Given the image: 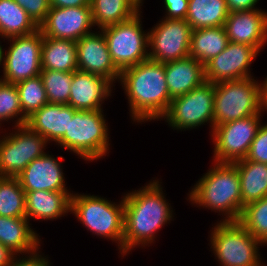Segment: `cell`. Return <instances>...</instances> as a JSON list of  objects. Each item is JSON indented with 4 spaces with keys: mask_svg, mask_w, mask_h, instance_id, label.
<instances>
[{
    "mask_svg": "<svg viewBox=\"0 0 267 266\" xmlns=\"http://www.w3.org/2000/svg\"><path fill=\"white\" fill-rule=\"evenodd\" d=\"M160 183L153 180L124 194L123 257L136 246L152 244L156 233L173 219L174 211L165 200Z\"/></svg>",
    "mask_w": 267,
    "mask_h": 266,
    "instance_id": "1",
    "label": "cell"
},
{
    "mask_svg": "<svg viewBox=\"0 0 267 266\" xmlns=\"http://www.w3.org/2000/svg\"><path fill=\"white\" fill-rule=\"evenodd\" d=\"M134 122L158 121L166 113L172 98L168 91L164 64L146 60L120 72Z\"/></svg>",
    "mask_w": 267,
    "mask_h": 266,
    "instance_id": "2",
    "label": "cell"
},
{
    "mask_svg": "<svg viewBox=\"0 0 267 266\" xmlns=\"http://www.w3.org/2000/svg\"><path fill=\"white\" fill-rule=\"evenodd\" d=\"M188 194V200L203 207L224 214L220 222L239 221L242 214L240 177L234 163H212Z\"/></svg>",
    "mask_w": 267,
    "mask_h": 266,
    "instance_id": "3",
    "label": "cell"
},
{
    "mask_svg": "<svg viewBox=\"0 0 267 266\" xmlns=\"http://www.w3.org/2000/svg\"><path fill=\"white\" fill-rule=\"evenodd\" d=\"M119 202L117 204L94 194L73 193L70 214L73 213L92 234L117 243L123 257L124 199Z\"/></svg>",
    "mask_w": 267,
    "mask_h": 266,
    "instance_id": "4",
    "label": "cell"
},
{
    "mask_svg": "<svg viewBox=\"0 0 267 266\" xmlns=\"http://www.w3.org/2000/svg\"><path fill=\"white\" fill-rule=\"evenodd\" d=\"M103 110H76L68 132L56 143L86 162L103 158L110 150L109 129Z\"/></svg>",
    "mask_w": 267,
    "mask_h": 266,
    "instance_id": "5",
    "label": "cell"
},
{
    "mask_svg": "<svg viewBox=\"0 0 267 266\" xmlns=\"http://www.w3.org/2000/svg\"><path fill=\"white\" fill-rule=\"evenodd\" d=\"M264 112L263 83L254 77L215 83L214 126Z\"/></svg>",
    "mask_w": 267,
    "mask_h": 266,
    "instance_id": "6",
    "label": "cell"
},
{
    "mask_svg": "<svg viewBox=\"0 0 267 266\" xmlns=\"http://www.w3.org/2000/svg\"><path fill=\"white\" fill-rule=\"evenodd\" d=\"M217 222L210 233V248L219 266H259L262 263L259 254L262 244L239 221Z\"/></svg>",
    "mask_w": 267,
    "mask_h": 266,
    "instance_id": "7",
    "label": "cell"
},
{
    "mask_svg": "<svg viewBox=\"0 0 267 266\" xmlns=\"http://www.w3.org/2000/svg\"><path fill=\"white\" fill-rule=\"evenodd\" d=\"M141 13L101 29L111 60L120 72L149 59V33L142 28Z\"/></svg>",
    "mask_w": 267,
    "mask_h": 266,
    "instance_id": "8",
    "label": "cell"
},
{
    "mask_svg": "<svg viewBox=\"0 0 267 266\" xmlns=\"http://www.w3.org/2000/svg\"><path fill=\"white\" fill-rule=\"evenodd\" d=\"M215 83L205 81L187 94L177 96L170 102L166 113L161 117L173 130L196 129L206 123L214 128Z\"/></svg>",
    "mask_w": 267,
    "mask_h": 266,
    "instance_id": "9",
    "label": "cell"
},
{
    "mask_svg": "<svg viewBox=\"0 0 267 266\" xmlns=\"http://www.w3.org/2000/svg\"><path fill=\"white\" fill-rule=\"evenodd\" d=\"M14 129L0 138V177L16 178L31 161L46 153L48 142L41 135L27 125Z\"/></svg>",
    "mask_w": 267,
    "mask_h": 266,
    "instance_id": "10",
    "label": "cell"
},
{
    "mask_svg": "<svg viewBox=\"0 0 267 266\" xmlns=\"http://www.w3.org/2000/svg\"><path fill=\"white\" fill-rule=\"evenodd\" d=\"M261 117V114H256L214 126L211 133L213 161L234 163L245 159L261 125Z\"/></svg>",
    "mask_w": 267,
    "mask_h": 266,
    "instance_id": "11",
    "label": "cell"
},
{
    "mask_svg": "<svg viewBox=\"0 0 267 266\" xmlns=\"http://www.w3.org/2000/svg\"><path fill=\"white\" fill-rule=\"evenodd\" d=\"M7 40L10 42V47L4 53L1 66L3 77L0 80L16 84L22 80L39 76L43 41L41 30L38 29L34 33Z\"/></svg>",
    "mask_w": 267,
    "mask_h": 266,
    "instance_id": "12",
    "label": "cell"
},
{
    "mask_svg": "<svg viewBox=\"0 0 267 266\" xmlns=\"http://www.w3.org/2000/svg\"><path fill=\"white\" fill-rule=\"evenodd\" d=\"M149 33V60L160 63L190 56L192 27L186 19L162 18Z\"/></svg>",
    "mask_w": 267,
    "mask_h": 266,
    "instance_id": "13",
    "label": "cell"
},
{
    "mask_svg": "<svg viewBox=\"0 0 267 266\" xmlns=\"http://www.w3.org/2000/svg\"><path fill=\"white\" fill-rule=\"evenodd\" d=\"M258 53L252 46L229 42L221 53L204 65L206 81L218 83L253 77L250 67Z\"/></svg>",
    "mask_w": 267,
    "mask_h": 266,
    "instance_id": "14",
    "label": "cell"
},
{
    "mask_svg": "<svg viewBox=\"0 0 267 266\" xmlns=\"http://www.w3.org/2000/svg\"><path fill=\"white\" fill-rule=\"evenodd\" d=\"M91 6L50 8L45 21L39 26L43 36L78 41L93 32Z\"/></svg>",
    "mask_w": 267,
    "mask_h": 266,
    "instance_id": "15",
    "label": "cell"
},
{
    "mask_svg": "<svg viewBox=\"0 0 267 266\" xmlns=\"http://www.w3.org/2000/svg\"><path fill=\"white\" fill-rule=\"evenodd\" d=\"M78 71L99 75L112 84L120 79V71L115 67L108 51L105 35L93 31L76 41Z\"/></svg>",
    "mask_w": 267,
    "mask_h": 266,
    "instance_id": "16",
    "label": "cell"
},
{
    "mask_svg": "<svg viewBox=\"0 0 267 266\" xmlns=\"http://www.w3.org/2000/svg\"><path fill=\"white\" fill-rule=\"evenodd\" d=\"M224 28L229 42L246 44L260 52L267 44V11L229 12Z\"/></svg>",
    "mask_w": 267,
    "mask_h": 266,
    "instance_id": "17",
    "label": "cell"
},
{
    "mask_svg": "<svg viewBox=\"0 0 267 266\" xmlns=\"http://www.w3.org/2000/svg\"><path fill=\"white\" fill-rule=\"evenodd\" d=\"M58 160H63V157L60 156L58 159L45 153L31 161L16 177L22 189L25 192L35 190L70 192L65 185L62 164Z\"/></svg>",
    "mask_w": 267,
    "mask_h": 266,
    "instance_id": "18",
    "label": "cell"
},
{
    "mask_svg": "<svg viewBox=\"0 0 267 266\" xmlns=\"http://www.w3.org/2000/svg\"><path fill=\"white\" fill-rule=\"evenodd\" d=\"M113 85L99 75L74 71L68 105L76 110H103L102 104L111 95Z\"/></svg>",
    "mask_w": 267,
    "mask_h": 266,
    "instance_id": "19",
    "label": "cell"
},
{
    "mask_svg": "<svg viewBox=\"0 0 267 266\" xmlns=\"http://www.w3.org/2000/svg\"><path fill=\"white\" fill-rule=\"evenodd\" d=\"M75 111L69 105L48 103L29 116L26 125L48 143H57L68 132L69 117Z\"/></svg>",
    "mask_w": 267,
    "mask_h": 266,
    "instance_id": "20",
    "label": "cell"
},
{
    "mask_svg": "<svg viewBox=\"0 0 267 266\" xmlns=\"http://www.w3.org/2000/svg\"><path fill=\"white\" fill-rule=\"evenodd\" d=\"M164 71L172 99L187 94L206 81L204 65L190 56L164 63Z\"/></svg>",
    "mask_w": 267,
    "mask_h": 266,
    "instance_id": "21",
    "label": "cell"
},
{
    "mask_svg": "<svg viewBox=\"0 0 267 266\" xmlns=\"http://www.w3.org/2000/svg\"><path fill=\"white\" fill-rule=\"evenodd\" d=\"M71 192L35 190L25 192V209L28 221L54 220L70 212Z\"/></svg>",
    "mask_w": 267,
    "mask_h": 266,
    "instance_id": "22",
    "label": "cell"
},
{
    "mask_svg": "<svg viewBox=\"0 0 267 266\" xmlns=\"http://www.w3.org/2000/svg\"><path fill=\"white\" fill-rule=\"evenodd\" d=\"M30 227L26 217L0 216V243L15 255L32 253L41 247V238Z\"/></svg>",
    "mask_w": 267,
    "mask_h": 266,
    "instance_id": "23",
    "label": "cell"
},
{
    "mask_svg": "<svg viewBox=\"0 0 267 266\" xmlns=\"http://www.w3.org/2000/svg\"><path fill=\"white\" fill-rule=\"evenodd\" d=\"M41 70L77 71L76 42L43 36Z\"/></svg>",
    "mask_w": 267,
    "mask_h": 266,
    "instance_id": "24",
    "label": "cell"
},
{
    "mask_svg": "<svg viewBox=\"0 0 267 266\" xmlns=\"http://www.w3.org/2000/svg\"><path fill=\"white\" fill-rule=\"evenodd\" d=\"M234 164L240 177L243 211L245 206L267 197V164L246 159Z\"/></svg>",
    "mask_w": 267,
    "mask_h": 266,
    "instance_id": "25",
    "label": "cell"
},
{
    "mask_svg": "<svg viewBox=\"0 0 267 266\" xmlns=\"http://www.w3.org/2000/svg\"><path fill=\"white\" fill-rule=\"evenodd\" d=\"M229 43L224 26L192 30L190 57L205 65L221 53Z\"/></svg>",
    "mask_w": 267,
    "mask_h": 266,
    "instance_id": "26",
    "label": "cell"
},
{
    "mask_svg": "<svg viewBox=\"0 0 267 266\" xmlns=\"http://www.w3.org/2000/svg\"><path fill=\"white\" fill-rule=\"evenodd\" d=\"M229 11L226 0H188L186 21L192 30L224 26Z\"/></svg>",
    "mask_w": 267,
    "mask_h": 266,
    "instance_id": "27",
    "label": "cell"
},
{
    "mask_svg": "<svg viewBox=\"0 0 267 266\" xmlns=\"http://www.w3.org/2000/svg\"><path fill=\"white\" fill-rule=\"evenodd\" d=\"M94 27L115 25L132 18L141 8L133 0H90Z\"/></svg>",
    "mask_w": 267,
    "mask_h": 266,
    "instance_id": "28",
    "label": "cell"
},
{
    "mask_svg": "<svg viewBox=\"0 0 267 266\" xmlns=\"http://www.w3.org/2000/svg\"><path fill=\"white\" fill-rule=\"evenodd\" d=\"M38 29L27 12L14 0H0V36L3 41L34 33Z\"/></svg>",
    "mask_w": 267,
    "mask_h": 266,
    "instance_id": "29",
    "label": "cell"
},
{
    "mask_svg": "<svg viewBox=\"0 0 267 266\" xmlns=\"http://www.w3.org/2000/svg\"><path fill=\"white\" fill-rule=\"evenodd\" d=\"M0 216L26 217L25 191L17 178L0 177Z\"/></svg>",
    "mask_w": 267,
    "mask_h": 266,
    "instance_id": "30",
    "label": "cell"
},
{
    "mask_svg": "<svg viewBox=\"0 0 267 266\" xmlns=\"http://www.w3.org/2000/svg\"><path fill=\"white\" fill-rule=\"evenodd\" d=\"M15 85L18 90L22 112L27 118L49 103L40 75L22 80Z\"/></svg>",
    "mask_w": 267,
    "mask_h": 266,
    "instance_id": "31",
    "label": "cell"
},
{
    "mask_svg": "<svg viewBox=\"0 0 267 266\" xmlns=\"http://www.w3.org/2000/svg\"><path fill=\"white\" fill-rule=\"evenodd\" d=\"M239 222L263 246L267 245V197L243 208Z\"/></svg>",
    "mask_w": 267,
    "mask_h": 266,
    "instance_id": "32",
    "label": "cell"
},
{
    "mask_svg": "<svg viewBox=\"0 0 267 266\" xmlns=\"http://www.w3.org/2000/svg\"><path fill=\"white\" fill-rule=\"evenodd\" d=\"M47 100L51 104L68 105L73 72L41 70Z\"/></svg>",
    "mask_w": 267,
    "mask_h": 266,
    "instance_id": "33",
    "label": "cell"
},
{
    "mask_svg": "<svg viewBox=\"0 0 267 266\" xmlns=\"http://www.w3.org/2000/svg\"><path fill=\"white\" fill-rule=\"evenodd\" d=\"M12 119H16V127L26 125L28 118L22 112L16 85L0 80V126L2 121H13Z\"/></svg>",
    "mask_w": 267,
    "mask_h": 266,
    "instance_id": "34",
    "label": "cell"
},
{
    "mask_svg": "<svg viewBox=\"0 0 267 266\" xmlns=\"http://www.w3.org/2000/svg\"><path fill=\"white\" fill-rule=\"evenodd\" d=\"M245 159L267 164V124L259 126Z\"/></svg>",
    "mask_w": 267,
    "mask_h": 266,
    "instance_id": "35",
    "label": "cell"
},
{
    "mask_svg": "<svg viewBox=\"0 0 267 266\" xmlns=\"http://www.w3.org/2000/svg\"><path fill=\"white\" fill-rule=\"evenodd\" d=\"M39 27L50 10L49 0H14Z\"/></svg>",
    "mask_w": 267,
    "mask_h": 266,
    "instance_id": "36",
    "label": "cell"
},
{
    "mask_svg": "<svg viewBox=\"0 0 267 266\" xmlns=\"http://www.w3.org/2000/svg\"><path fill=\"white\" fill-rule=\"evenodd\" d=\"M39 249L40 247L32 253H28L25 257H20V254L14 255L10 266H51L48 257L42 256L41 253L37 252Z\"/></svg>",
    "mask_w": 267,
    "mask_h": 266,
    "instance_id": "37",
    "label": "cell"
},
{
    "mask_svg": "<svg viewBox=\"0 0 267 266\" xmlns=\"http://www.w3.org/2000/svg\"><path fill=\"white\" fill-rule=\"evenodd\" d=\"M166 16L169 19H186L188 12V0H164Z\"/></svg>",
    "mask_w": 267,
    "mask_h": 266,
    "instance_id": "38",
    "label": "cell"
},
{
    "mask_svg": "<svg viewBox=\"0 0 267 266\" xmlns=\"http://www.w3.org/2000/svg\"><path fill=\"white\" fill-rule=\"evenodd\" d=\"M259 0H226V5L229 12H237L243 10L259 9L255 5Z\"/></svg>",
    "mask_w": 267,
    "mask_h": 266,
    "instance_id": "39",
    "label": "cell"
},
{
    "mask_svg": "<svg viewBox=\"0 0 267 266\" xmlns=\"http://www.w3.org/2000/svg\"><path fill=\"white\" fill-rule=\"evenodd\" d=\"M50 8L90 6V0H49Z\"/></svg>",
    "mask_w": 267,
    "mask_h": 266,
    "instance_id": "40",
    "label": "cell"
},
{
    "mask_svg": "<svg viewBox=\"0 0 267 266\" xmlns=\"http://www.w3.org/2000/svg\"><path fill=\"white\" fill-rule=\"evenodd\" d=\"M14 253L0 243V266H10Z\"/></svg>",
    "mask_w": 267,
    "mask_h": 266,
    "instance_id": "41",
    "label": "cell"
},
{
    "mask_svg": "<svg viewBox=\"0 0 267 266\" xmlns=\"http://www.w3.org/2000/svg\"><path fill=\"white\" fill-rule=\"evenodd\" d=\"M262 83H263V106H264V111L267 112V76Z\"/></svg>",
    "mask_w": 267,
    "mask_h": 266,
    "instance_id": "42",
    "label": "cell"
},
{
    "mask_svg": "<svg viewBox=\"0 0 267 266\" xmlns=\"http://www.w3.org/2000/svg\"><path fill=\"white\" fill-rule=\"evenodd\" d=\"M4 51L0 41V66L3 64Z\"/></svg>",
    "mask_w": 267,
    "mask_h": 266,
    "instance_id": "43",
    "label": "cell"
},
{
    "mask_svg": "<svg viewBox=\"0 0 267 266\" xmlns=\"http://www.w3.org/2000/svg\"><path fill=\"white\" fill-rule=\"evenodd\" d=\"M140 8L143 6V0H133Z\"/></svg>",
    "mask_w": 267,
    "mask_h": 266,
    "instance_id": "44",
    "label": "cell"
},
{
    "mask_svg": "<svg viewBox=\"0 0 267 266\" xmlns=\"http://www.w3.org/2000/svg\"><path fill=\"white\" fill-rule=\"evenodd\" d=\"M264 264H265V263L262 262L259 266H267V265H264Z\"/></svg>",
    "mask_w": 267,
    "mask_h": 266,
    "instance_id": "45",
    "label": "cell"
}]
</instances>
